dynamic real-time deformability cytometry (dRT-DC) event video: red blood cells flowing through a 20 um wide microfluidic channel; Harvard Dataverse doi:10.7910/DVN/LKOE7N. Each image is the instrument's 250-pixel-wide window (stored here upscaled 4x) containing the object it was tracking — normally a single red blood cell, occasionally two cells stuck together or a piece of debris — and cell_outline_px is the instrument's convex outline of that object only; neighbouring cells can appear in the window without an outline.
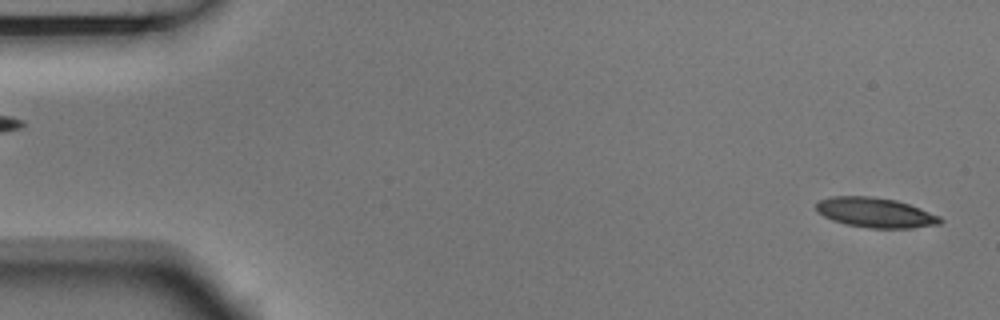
{"species": "Egyptian fruit bat (a non-hibernating species)", "species_latin": "Rousettus aegyptiacus", "temperature_condition": "room temperature", "stored_images_in_passage": 6, "segment_of_instrument_passage": [2, 2], "camera_frame_rate_fps": 3000, "um_per_image_px": 0.085, "animal": {"sex": "male"}, "frame": {"image": 1, "passage_image": 6, "time_ms": 1.667, "image_size_px": [1000, 320], "cell_outline_px": [[944, 220], [940, 224], [912, 228], [868, 228], [848, 224], [832, 220], [824, 216], [816, 208], [816, 204], [820, 200], [832, 196], [872, 196], [896, 200], [920, 208], [940, 216]], "centroid_in_image_um": [74.44, 18.07], "position_along_channel_um": 10.6, "area_um2": 21.5}}